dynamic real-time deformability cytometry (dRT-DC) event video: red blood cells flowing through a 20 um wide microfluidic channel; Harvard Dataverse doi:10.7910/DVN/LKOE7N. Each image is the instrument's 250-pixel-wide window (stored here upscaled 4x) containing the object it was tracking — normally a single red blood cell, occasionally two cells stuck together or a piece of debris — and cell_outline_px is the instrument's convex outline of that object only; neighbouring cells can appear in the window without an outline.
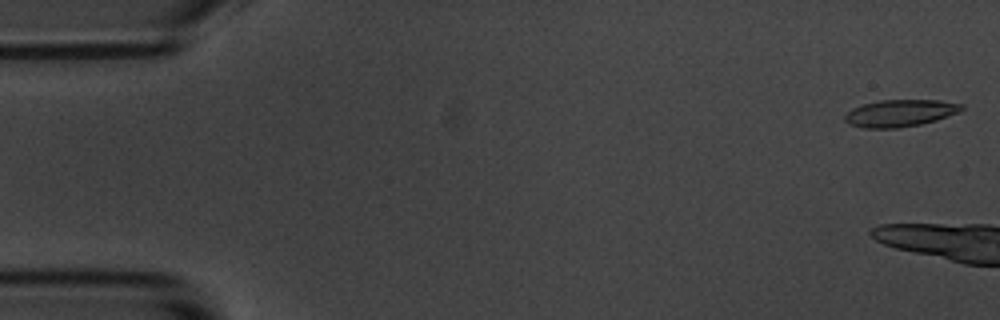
{"species": "common noctule bat (a hibernating species)", "species_latin": "Nyctalus noctula", "temperature_condition": "room temperature", "stored_images_in_passage": 5, "camera_frame_rate_fps": 3000, "um_per_image_px": 0.085, "animal": {"sex": "male", "body_mass_g": 20.1, "forearm_length_mm": 53.5}, "frame": {"image": 1, "passage_image": 1, "time_ms": 0.0, "image_size_px": [1000, 320], "cell_outline_px": [[964, 108], [960, 112], [936, 120], [920, 124], [896, 128], [864, 128], [848, 124], [844, 120], [844, 116], [852, 108], [864, 104], [880, 100], [940, 100], [964, 104]], "centroid_in_image_um": [76.52, 9.61], "position_along_channel_um": 8.5, "area_um2": 18.44}}